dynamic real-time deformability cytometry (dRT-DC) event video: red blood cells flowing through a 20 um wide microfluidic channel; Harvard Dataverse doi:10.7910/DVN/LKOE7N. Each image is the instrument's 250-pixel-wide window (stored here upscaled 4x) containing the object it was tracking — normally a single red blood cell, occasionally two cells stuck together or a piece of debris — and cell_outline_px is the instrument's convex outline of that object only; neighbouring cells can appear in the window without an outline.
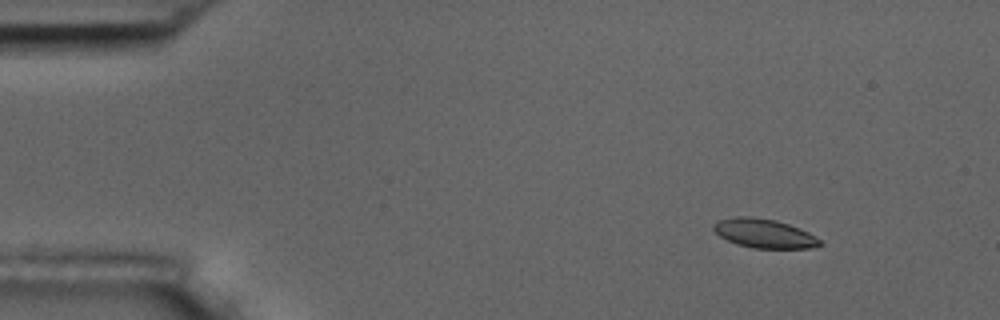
{"species": "common noctule bat (a hibernating species)", "species_latin": "Nyctalus noctula", "temperature_condition": "room temperature", "stored_images_in_passage": 7, "camera_frame_rate_fps": 3000, "um_per_image_px": 0.085, "animal": {"sex": "male", "body_mass_g": 17.5, "forearm_length_mm": 52.3}, "frame": {"image": 1, "passage_image": 2, "time_ms": 1.0, "image_size_px": [1000, 320], "cell_outline_px": [[824, 244], [812, 248], [752, 248], [736, 244], [720, 236], [712, 228], [712, 224], [720, 220], [736, 216], [752, 216], [776, 220], [800, 228], [808, 232], [820, 240]], "centroid_in_image_um": [64.95, 19.84], "position_along_channel_um": 20.0, "area_um2": 18.03}}
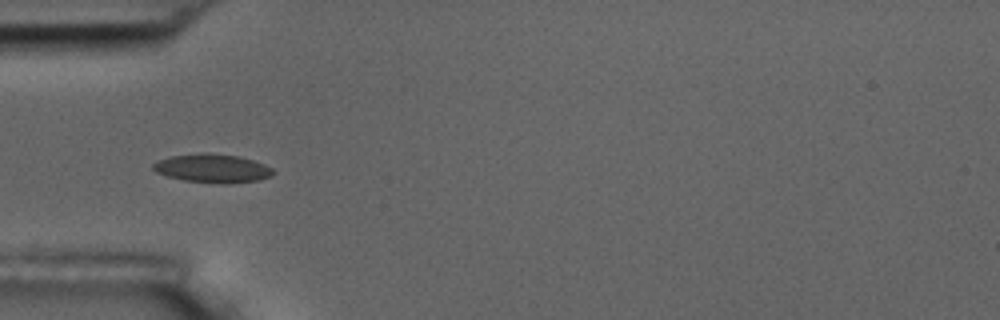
{"frame": {"image": 2, "passage_image": 5, "time_ms": 4.667, "image_size_px": [1000, 320], "cell_outline_px": [[276, 172], [272, 176], [256, 180], [224, 184], [220, 184], [184, 180], [168, 176], [156, 172], [152, 168], [152, 164], [156, 160], [172, 156], [200, 152], [208, 152], [240, 156], [264, 164], [272, 168]], "centroid_in_image_um": [18.05, 14.29], "position_along_channel_um": 66.9, "area_um2": 20.17}}